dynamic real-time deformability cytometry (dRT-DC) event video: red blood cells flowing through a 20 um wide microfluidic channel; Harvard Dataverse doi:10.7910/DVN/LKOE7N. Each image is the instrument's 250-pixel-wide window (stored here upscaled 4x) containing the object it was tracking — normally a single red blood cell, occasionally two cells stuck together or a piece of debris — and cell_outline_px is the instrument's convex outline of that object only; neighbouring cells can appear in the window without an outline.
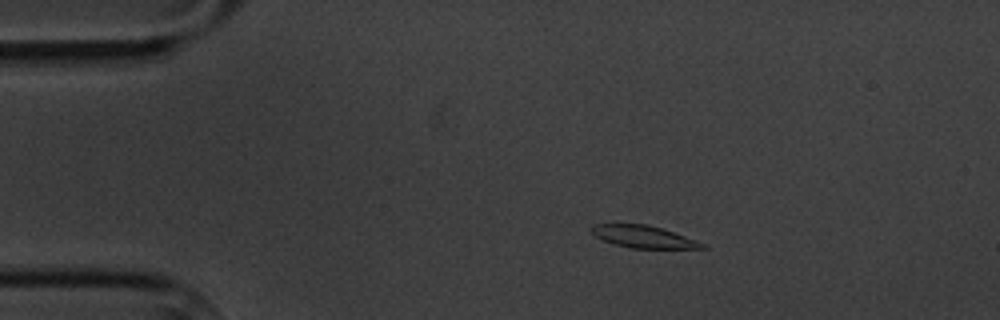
{"species": "common noctule bat (a hibernating species)", "species_latin": "Nyctalus noctula", "temperature_condition": "cold", "stored_images_in_passage": 4, "camera_frame_rate_fps": 3000, "um_per_image_px": 0.085, "animal": {"sex": "male", "body_mass_g": 20.1, "forearm_length_mm": 53.5}, "frame": {"image": 1, "passage_image": 3, "time_ms": 2.333, "image_size_px": [1000, 320], "cell_outline_px": [[708, 248], [632, 248], [616, 244], [604, 240], [596, 236], [588, 228], [592, 224], [648, 224], [684, 236], [704, 244]], "centroid_in_image_um": [54.64, 20.11], "position_along_channel_um": 30.4, "area_um2": 13.99}}